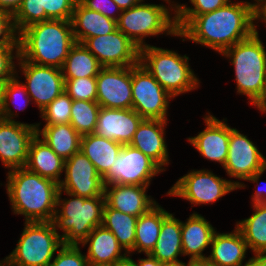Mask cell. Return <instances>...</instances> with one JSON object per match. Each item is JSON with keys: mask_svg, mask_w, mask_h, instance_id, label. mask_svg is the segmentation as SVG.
<instances>
[{"mask_svg": "<svg viewBox=\"0 0 266 266\" xmlns=\"http://www.w3.org/2000/svg\"><path fill=\"white\" fill-rule=\"evenodd\" d=\"M160 263L177 262L183 255L181 240V221L169 213L163 220L158 240L149 253Z\"/></svg>", "mask_w": 266, "mask_h": 266, "instance_id": "29", "label": "cell"}, {"mask_svg": "<svg viewBox=\"0 0 266 266\" xmlns=\"http://www.w3.org/2000/svg\"><path fill=\"white\" fill-rule=\"evenodd\" d=\"M146 259H139L137 266H161V263L149 253L146 254Z\"/></svg>", "mask_w": 266, "mask_h": 266, "instance_id": "48", "label": "cell"}, {"mask_svg": "<svg viewBox=\"0 0 266 266\" xmlns=\"http://www.w3.org/2000/svg\"><path fill=\"white\" fill-rule=\"evenodd\" d=\"M256 107L261 112L266 113V91H265L263 98L259 101V103L256 105Z\"/></svg>", "mask_w": 266, "mask_h": 266, "instance_id": "51", "label": "cell"}, {"mask_svg": "<svg viewBox=\"0 0 266 266\" xmlns=\"http://www.w3.org/2000/svg\"><path fill=\"white\" fill-rule=\"evenodd\" d=\"M15 50V53L13 52ZM15 56H14V54ZM19 56V46H0V84L3 85L6 81L15 75L14 61Z\"/></svg>", "mask_w": 266, "mask_h": 266, "instance_id": "41", "label": "cell"}, {"mask_svg": "<svg viewBox=\"0 0 266 266\" xmlns=\"http://www.w3.org/2000/svg\"><path fill=\"white\" fill-rule=\"evenodd\" d=\"M7 194L15 214L25 222H52L57 210L59 184L24 168L10 170Z\"/></svg>", "mask_w": 266, "mask_h": 266, "instance_id": "2", "label": "cell"}, {"mask_svg": "<svg viewBox=\"0 0 266 266\" xmlns=\"http://www.w3.org/2000/svg\"><path fill=\"white\" fill-rule=\"evenodd\" d=\"M97 98L101 107L132 108V66L102 67L96 76Z\"/></svg>", "mask_w": 266, "mask_h": 266, "instance_id": "16", "label": "cell"}, {"mask_svg": "<svg viewBox=\"0 0 266 266\" xmlns=\"http://www.w3.org/2000/svg\"><path fill=\"white\" fill-rule=\"evenodd\" d=\"M17 60L26 83H23L31 97L41 111L57 98L63 91L65 80L62 69L37 65L24 60L20 55Z\"/></svg>", "mask_w": 266, "mask_h": 266, "instance_id": "14", "label": "cell"}, {"mask_svg": "<svg viewBox=\"0 0 266 266\" xmlns=\"http://www.w3.org/2000/svg\"><path fill=\"white\" fill-rule=\"evenodd\" d=\"M188 61V56L172 50L149 44L140 48L139 63L173 98L198 88L200 84Z\"/></svg>", "mask_w": 266, "mask_h": 266, "instance_id": "6", "label": "cell"}, {"mask_svg": "<svg viewBox=\"0 0 266 266\" xmlns=\"http://www.w3.org/2000/svg\"><path fill=\"white\" fill-rule=\"evenodd\" d=\"M169 214L158 203L138 217L135 228L134 249L131 252L150 253L159 237L162 220Z\"/></svg>", "mask_w": 266, "mask_h": 266, "instance_id": "31", "label": "cell"}, {"mask_svg": "<svg viewBox=\"0 0 266 266\" xmlns=\"http://www.w3.org/2000/svg\"><path fill=\"white\" fill-rule=\"evenodd\" d=\"M88 243L86 258L89 262L112 266L128 254L127 252L121 254L124 248L113 233L103 225L95 227L82 245L85 246Z\"/></svg>", "mask_w": 266, "mask_h": 266, "instance_id": "27", "label": "cell"}, {"mask_svg": "<svg viewBox=\"0 0 266 266\" xmlns=\"http://www.w3.org/2000/svg\"><path fill=\"white\" fill-rule=\"evenodd\" d=\"M204 116L206 128L188 141L207 160L219 162L223 167L228 156L230 127L210 113Z\"/></svg>", "mask_w": 266, "mask_h": 266, "instance_id": "20", "label": "cell"}, {"mask_svg": "<svg viewBox=\"0 0 266 266\" xmlns=\"http://www.w3.org/2000/svg\"><path fill=\"white\" fill-rule=\"evenodd\" d=\"M163 170L149 157L130 144L123 145L110 170L102 177L104 185L149 186L153 176Z\"/></svg>", "mask_w": 266, "mask_h": 266, "instance_id": "11", "label": "cell"}, {"mask_svg": "<svg viewBox=\"0 0 266 266\" xmlns=\"http://www.w3.org/2000/svg\"><path fill=\"white\" fill-rule=\"evenodd\" d=\"M64 91L72 100L96 101V77L64 78Z\"/></svg>", "mask_w": 266, "mask_h": 266, "instance_id": "38", "label": "cell"}, {"mask_svg": "<svg viewBox=\"0 0 266 266\" xmlns=\"http://www.w3.org/2000/svg\"><path fill=\"white\" fill-rule=\"evenodd\" d=\"M161 266H192V261L189 260V262L187 264H185L181 261L161 263Z\"/></svg>", "mask_w": 266, "mask_h": 266, "instance_id": "52", "label": "cell"}, {"mask_svg": "<svg viewBox=\"0 0 266 266\" xmlns=\"http://www.w3.org/2000/svg\"><path fill=\"white\" fill-rule=\"evenodd\" d=\"M82 44L102 67H130L139 63L140 48L120 30L85 39Z\"/></svg>", "mask_w": 266, "mask_h": 266, "instance_id": "13", "label": "cell"}, {"mask_svg": "<svg viewBox=\"0 0 266 266\" xmlns=\"http://www.w3.org/2000/svg\"><path fill=\"white\" fill-rule=\"evenodd\" d=\"M211 254L206 261L214 266H248L243 260L249 249L240 230L235 227L231 233L215 232L211 242Z\"/></svg>", "mask_w": 266, "mask_h": 266, "instance_id": "23", "label": "cell"}, {"mask_svg": "<svg viewBox=\"0 0 266 266\" xmlns=\"http://www.w3.org/2000/svg\"><path fill=\"white\" fill-rule=\"evenodd\" d=\"M137 219L138 217L115 210L105 203L102 225L113 233L129 254L134 249Z\"/></svg>", "mask_w": 266, "mask_h": 266, "instance_id": "32", "label": "cell"}, {"mask_svg": "<svg viewBox=\"0 0 266 266\" xmlns=\"http://www.w3.org/2000/svg\"><path fill=\"white\" fill-rule=\"evenodd\" d=\"M86 266H108V265H103V264H98V263H93V262L87 261Z\"/></svg>", "mask_w": 266, "mask_h": 266, "instance_id": "54", "label": "cell"}, {"mask_svg": "<svg viewBox=\"0 0 266 266\" xmlns=\"http://www.w3.org/2000/svg\"><path fill=\"white\" fill-rule=\"evenodd\" d=\"M22 2L23 0H0V10L14 15Z\"/></svg>", "mask_w": 266, "mask_h": 266, "instance_id": "44", "label": "cell"}, {"mask_svg": "<svg viewBox=\"0 0 266 266\" xmlns=\"http://www.w3.org/2000/svg\"><path fill=\"white\" fill-rule=\"evenodd\" d=\"M101 68L97 58L82 43L76 42L69 50L62 73L64 78L96 77Z\"/></svg>", "mask_w": 266, "mask_h": 266, "instance_id": "34", "label": "cell"}, {"mask_svg": "<svg viewBox=\"0 0 266 266\" xmlns=\"http://www.w3.org/2000/svg\"><path fill=\"white\" fill-rule=\"evenodd\" d=\"M252 202L266 205V189H262L257 185L256 191L252 195Z\"/></svg>", "mask_w": 266, "mask_h": 266, "instance_id": "47", "label": "cell"}, {"mask_svg": "<svg viewBox=\"0 0 266 266\" xmlns=\"http://www.w3.org/2000/svg\"><path fill=\"white\" fill-rule=\"evenodd\" d=\"M63 245L52 222H25L17 246L2 260L3 266H49Z\"/></svg>", "mask_w": 266, "mask_h": 266, "instance_id": "8", "label": "cell"}, {"mask_svg": "<svg viewBox=\"0 0 266 266\" xmlns=\"http://www.w3.org/2000/svg\"><path fill=\"white\" fill-rule=\"evenodd\" d=\"M17 77V78H16ZM17 71H15V75L6 81L2 85V97H1V107H0V117L5 120L14 121L12 117L17 116L14 114L12 109L10 108V102H13V105L19 110H24L26 106H28L32 100L29 96L25 85L23 82L21 83L18 80ZM23 102H21V100ZM20 100V102H18ZM16 103V104H15ZM22 104V106H21ZM24 105V107H23Z\"/></svg>", "mask_w": 266, "mask_h": 266, "instance_id": "35", "label": "cell"}, {"mask_svg": "<svg viewBox=\"0 0 266 266\" xmlns=\"http://www.w3.org/2000/svg\"><path fill=\"white\" fill-rule=\"evenodd\" d=\"M100 108L97 101L72 100L70 124L81 136L94 133Z\"/></svg>", "mask_w": 266, "mask_h": 266, "instance_id": "36", "label": "cell"}, {"mask_svg": "<svg viewBox=\"0 0 266 266\" xmlns=\"http://www.w3.org/2000/svg\"><path fill=\"white\" fill-rule=\"evenodd\" d=\"M147 188L148 186L137 185H105V203L115 210L139 217L157 204L146 194Z\"/></svg>", "mask_w": 266, "mask_h": 266, "instance_id": "21", "label": "cell"}, {"mask_svg": "<svg viewBox=\"0 0 266 266\" xmlns=\"http://www.w3.org/2000/svg\"><path fill=\"white\" fill-rule=\"evenodd\" d=\"M36 127V134L64 160L80 151L81 135L71 124L44 125L42 130Z\"/></svg>", "mask_w": 266, "mask_h": 266, "instance_id": "30", "label": "cell"}, {"mask_svg": "<svg viewBox=\"0 0 266 266\" xmlns=\"http://www.w3.org/2000/svg\"><path fill=\"white\" fill-rule=\"evenodd\" d=\"M141 1L130 9L123 10L117 21V29L127 36L139 48L148 44L144 42L145 37L158 34L178 36L176 25V12L170 16L169 10L176 11V4L169 8L163 4H145Z\"/></svg>", "mask_w": 266, "mask_h": 266, "instance_id": "7", "label": "cell"}, {"mask_svg": "<svg viewBox=\"0 0 266 266\" xmlns=\"http://www.w3.org/2000/svg\"><path fill=\"white\" fill-rule=\"evenodd\" d=\"M254 14L255 20H260L265 22L266 25V0H254Z\"/></svg>", "mask_w": 266, "mask_h": 266, "instance_id": "45", "label": "cell"}, {"mask_svg": "<svg viewBox=\"0 0 266 266\" xmlns=\"http://www.w3.org/2000/svg\"><path fill=\"white\" fill-rule=\"evenodd\" d=\"M65 193L72 198L62 200V190H58L57 210L52 223L56 231H63L61 239L64 245H80L95 227L102 225L105 197L84 198Z\"/></svg>", "mask_w": 266, "mask_h": 266, "instance_id": "5", "label": "cell"}, {"mask_svg": "<svg viewBox=\"0 0 266 266\" xmlns=\"http://www.w3.org/2000/svg\"><path fill=\"white\" fill-rule=\"evenodd\" d=\"M72 99L63 91L49 105L40 111L45 125L70 124Z\"/></svg>", "mask_w": 266, "mask_h": 266, "instance_id": "37", "label": "cell"}, {"mask_svg": "<svg viewBox=\"0 0 266 266\" xmlns=\"http://www.w3.org/2000/svg\"><path fill=\"white\" fill-rule=\"evenodd\" d=\"M119 8L123 10L130 9L131 7L139 4L143 0H113Z\"/></svg>", "mask_w": 266, "mask_h": 266, "instance_id": "49", "label": "cell"}, {"mask_svg": "<svg viewBox=\"0 0 266 266\" xmlns=\"http://www.w3.org/2000/svg\"><path fill=\"white\" fill-rule=\"evenodd\" d=\"M1 97H2V85L0 84V107H1Z\"/></svg>", "mask_w": 266, "mask_h": 266, "instance_id": "55", "label": "cell"}, {"mask_svg": "<svg viewBox=\"0 0 266 266\" xmlns=\"http://www.w3.org/2000/svg\"><path fill=\"white\" fill-rule=\"evenodd\" d=\"M37 124L9 121L0 117V159L9 170L24 168L29 144L36 135Z\"/></svg>", "mask_w": 266, "mask_h": 266, "instance_id": "17", "label": "cell"}, {"mask_svg": "<svg viewBox=\"0 0 266 266\" xmlns=\"http://www.w3.org/2000/svg\"><path fill=\"white\" fill-rule=\"evenodd\" d=\"M192 266H214V265L208 263L206 260H202V261H192Z\"/></svg>", "mask_w": 266, "mask_h": 266, "instance_id": "53", "label": "cell"}, {"mask_svg": "<svg viewBox=\"0 0 266 266\" xmlns=\"http://www.w3.org/2000/svg\"><path fill=\"white\" fill-rule=\"evenodd\" d=\"M112 266H137V262L128 253L124 258L117 260Z\"/></svg>", "mask_w": 266, "mask_h": 266, "instance_id": "50", "label": "cell"}, {"mask_svg": "<svg viewBox=\"0 0 266 266\" xmlns=\"http://www.w3.org/2000/svg\"><path fill=\"white\" fill-rule=\"evenodd\" d=\"M164 1H166L167 3H169V5L171 4L170 0H164Z\"/></svg>", "mask_w": 266, "mask_h": 266, "instance_id": "56", "label": "cell"}, {"mask_svg": "<svg viewBox=\"0 0 266 266\" xmlns=\"http://www.w3.org/2000/svg\"><path fill=\"white\" fill-rule=\"evenodd\" d=\"M244 187V183L222 179L209 170H192L179 178L167 195L186 199L192 205H200L216 202L229 192Z\"/></svg>", "mask_w": 266, "mask_h": 266, "instance_id": "9", "label": "cell"}, {"mask_svg": "<svg viewBox=\"0 0 266 266\" xmlns=\"http://www.w3.org/2000/svg\"><path fill=\"white\" fill-rule=\"evenodd\" d=\"M167 120L143 119L134 133L130 145L152 159L163 171L169 164V155L164 137Z\"/></svg>", "mask_w": 266, "mask_h": 266, "instance_id": "22", "label": "cell"}, {"mask_svg": "<svg viewBox=\"0 0 266 266\" xmlns=\"http://www.w3.org/2000/svg\"><path fill=\"white\" fill-rule=\"evenodd\" d=\"M79 1L88 9L97 11L116 22L118 21L119 15L122 12V10L113 0H79ZM116 13L119 14L117 15Z\"/></svg>", "mask_w": 266, "mask_h": 266, "instance_id": "43", "label": "cell"}, {"mask_svg": "<svg viewBox=\"0 0 266 266\" xmlns=\"http://www.w3.org/2000/svg\"><path fill=\"white\" fill-rule=\"evenodd\" d=\"M65 178L59 189L80 197L104 196V182L93 163L81 151L65 160Z\"/></svg>", "mask_w": 266, "mask_h": 266, "instance_id": "15", "label": "cell"}, {"mask_svg": "<svg viewBox=\"0 0 266 266\" xmlns=\"http://www.w3.org/2000/svg\"><path fill=\"white\" fill-rule=\"evenodd\" d=\"M223 168L230 177L258 184L266 170V158L246 135L230 127L228 156Z\"/></svg>", "mask_w": 266, "mask_h": 266, "instance_id": "12", "label": "cell"}, {"mask_svg": "<svg viewBox=\"0 0 266 266\" xmlns=\"http://www.w3.org/2000/svg\"><path fill=\"white\" fill-rule=\"evenodd\" d=\"M122 147L123 144L95 133L81 136L80 151L93 163L101 177L110 170Z\"/></svg>", "mask_w": 266, "mask_h": 266, "instance_id": "28", "label": "cell"}, {"mask_svg": "<svg viewBox=\"0 0 266 266\" xmlns=\"http://www.w3.org/2000/svg\"><path fill=\"white\" fill-rule=\"evenodd\" d=\"M65 160L58 156L39 135H35L28 150L25 168L41 177L60 184V175L64 171Z\"/></svg>", "mask_w": 266, "mask_h": 266, "instance_id": "25", "label": "cell"}, {"mask_svg": "<svg viewBox=\"0 0 266 266\" xmlns=\"http://www.w3.org/2000/svg\"><path fill=\"white\" fill-rule=\"evenodd\" d=\"M221 55L231 59L235 70L237 93L248 97L256 106L266 91V50L255 31L225 50Z\"/></svg>", "mask_w": 266, "mask_h": 266, "instance_id": "4", "label": "cell"}, {"mask_svg": "<svg viewBox=\"0 0 266 266\" xmlns=\"http://www.w3.org/2000/svg\"><path fill=\"white\" fill-rule=\"evenodd\" d=\"M77 0H23L13 15L14 27L19 34L31 24L55 20H71Z\"/></svg>", "mask_w": 266, "mask_h": 266, "instance_id": "18", "label": "cell"}, {"mask_svg": "<svg viewBox=\"0 0 266 266\" xmlns=\"http://www.w3.org/2000/svg\"><path fill=\"white\" fill-rule=\"evenodd\" d=\"M193 8L185 4H176V17H196L205 13L212 12L226 5L231 0H190Z\"/></svg>", "mask_w": 266, "mask_h": 266, "instance_id": "39", "label": "cell"}, {"mask_svg": "<svg viewBox=\"0 0 266 266\" xmlns=\"http://www.w3.org/2000/svg\"><path fill=\"white\" fill-rule=\"evenodd\" d=\"M75 42L105 35L117 30V22L103 14L90 10L77 0L71 19Z\"/></svg>", "mask_w": 266, "mask_h": 266, "instance_id": "26", "label": "cell"}, {"mask_svg": "<svg viewBox=\"0 0 266 266\" xmlns=\"http://www.w3.org/2000/svg\"><path fill=\"white\" fill-rule=\"evenodd\" d=\"M142 120L143 118L132 108L112 109L101 107L94 133L123 145L130 144Z\"/></svg>", "mask_w": 266, "mask_h": 266, "instance_id": "19", "label": "cell"}, {"mask_svg": "<svg viewBox=\"0 0 266 266\" xmlns=\"http://www.w3.org/2000/svg\"><path fill=\"white\" fill-rule=\"evenodd\" d=\"M172 98L142 64L132 66V109L143 119L168 120Z\"/></svg>", "mask_w": 266, "mask_h": 266, "instance_id": "10", "label": "cell"}, {"mask_svg": "<svg viewBox=\"0 0 266 266\" xmlns=\"http://www.w3.org/2000/svg\"><path fill=\"white\" fill-rule=\"evenodd\" d=\"M215 232L210 222L198 213L191 214L185 223L181 221L183 256L189 255L190 261L206 260L203 251L211 245Z\"/></svg>", "mask_w": 266, "mask_h": 266, "instance_id": "24", "label": "cell"}, {"mask_svg": "<svg viewBox=\"0 0 266 266\" xmlns=\"http://www.w3.org/2000/svg\"><path fill=\"white\" fill-rule=\"evenodd\" d=\"M248 266H266V253H255L254 256L249 259Z\"/></svg>", "mask_w": 266, "mask_h": 266, "instance_id": "46", "label": "cell"}, {"mask_svg": "<svg viewBox=\"0 0 266 266\" xmlns=\"http://www.w3.org/2000/svg\"><path fill=\"white\" fill-rule=\"evenodd\" d=\"M13 15L0 10V46H19Z\"/></svg>", "mask_w": 266, "mask_h": 266, "instance_id": "42", "label": "cell"}, {"mask_svg": "<svg viewBox=\"0 0 266 266\" xmlns=\"http://www.w3.org/2000/svg\"><path fill=\"white\" fill-rule=\"evenodd\" d=\"M49 266H86V255L81 253L79 245H62Z\"/></svg>", "mask_w": 266, "mask_h": 266, "instance_id": "40", "label": "cell"}, {"mask_svg": "<svg viewBox=\"0 0 266 266\" xmlns=\"http://www.w3.org/2000/svg\"><path fill=\"white\" fill-rule=\"evenodd\" d=\"M252 204L254 213L249 218L239 221L236 227L254 254L266 253V205L263 203Z\"/></svg>", "mask_w": 266, "mask_h": 266, "instance_id": "33", "label": "cell"}, {"mask_svg": "<svg viewBox=\"0 0 266 266\" xmlns=\"http://www.w3.org/2000/svg\"><path fill=\"white\" fill-rule=\"evenodd\" d=\"M254 3L231 2L196 17H176L178 36L222 54L257 31Z\"/></svg>", "mask_w": 266, "mask_h": 266, "instance_id": "1", "label": "cell"}, {"mask_svg": "<svg viewBox=\"0 0 266 266\" xmlns=\"http://www.w3.org/2000/svg\"><path fill=\"white\" fill-rule=\"evenodd\" d=\"M19 55L26 61L62 69L76 43L71 20L37 22L18 35Z\"/></svg>", "mask_w": 266, "mask_h": 266, "instance_id": "3", "label": "cell"}]
</instances>
